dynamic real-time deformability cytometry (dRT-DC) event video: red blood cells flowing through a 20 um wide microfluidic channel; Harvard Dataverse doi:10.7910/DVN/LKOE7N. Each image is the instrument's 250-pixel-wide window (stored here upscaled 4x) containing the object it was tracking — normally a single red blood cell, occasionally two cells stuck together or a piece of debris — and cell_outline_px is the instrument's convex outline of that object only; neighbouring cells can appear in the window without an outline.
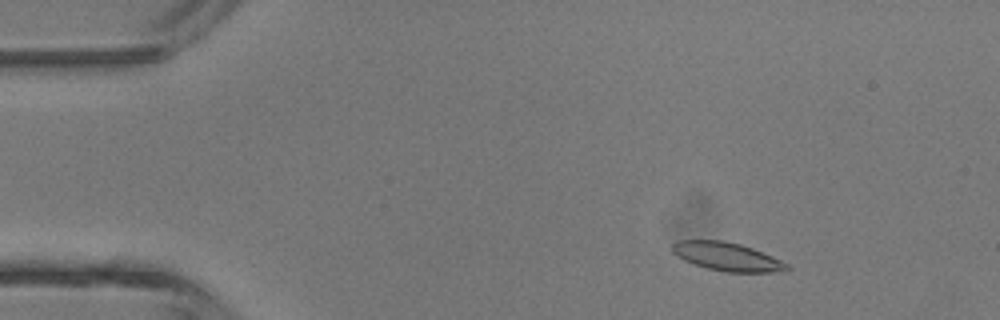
{"species": "common noctule bat (a hibernating species)", "species_latin": "Nyctalus noctula", "temperature_condition": "room temperature", "stored_images_in_passage": 12, "camera_frame_rate_fps": 3000, "um_per_image_px": 0.085, "animal": {"sex": "male", "body_mass_g": 13.3}, "frame": {"image": 1, "passage_image": 6, "time_ms": 1.667, "image_size_px": [1000, 320], "cell_outline_px": [[792, 268], [788, 272], [724, 272], [692, 264], [676, 256], [672, 252], [672, 244], [676, 240], [724, 240], [740, 244], [752, 248], [772, 256], [788, 264]], "centroid_in_image_um": [61.81, 21.82], "position_along_channel_um": 23.2, "area_um2": 19.25}}